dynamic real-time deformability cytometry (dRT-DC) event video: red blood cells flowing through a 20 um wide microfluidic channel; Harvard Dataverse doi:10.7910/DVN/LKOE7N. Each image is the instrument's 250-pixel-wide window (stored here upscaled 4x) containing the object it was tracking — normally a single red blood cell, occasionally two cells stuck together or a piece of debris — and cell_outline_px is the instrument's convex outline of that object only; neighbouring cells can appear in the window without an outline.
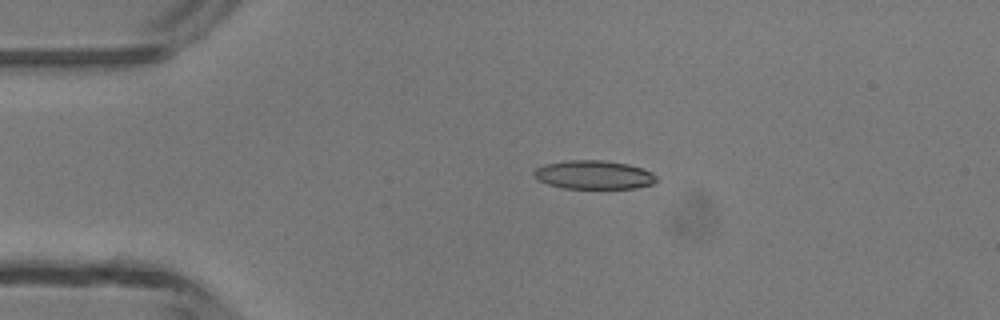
{"species": "common noctule bat (a hibernating species)", "species_latin": "Nyctalus noctula", "temperature_condition": "room temperature", "stored_images_in_passage": 4, "camera_frame_rate_fps": 3000, "um_per_image_px": 0.085, "animal": {"sex": "male", "body_mass_g": 13.3}, "frame": {"image": 1, "passage_image": 2, "time_ms": 1.333, "image_size_px": [1000, 320], "cell_outline_px": [[656, 180], [652, 184], [632, 188], [564, 188], [548, 184], [536, 180], [532, 172], [536, 168], [544, 164], [568, 160], [604, 160], [628, 164], [652, 172], [656, 176]], "centroid_in_image_um": [50.42, 14.85], "position_along_channel_um": 34.6, "area_um2": 20.4}}